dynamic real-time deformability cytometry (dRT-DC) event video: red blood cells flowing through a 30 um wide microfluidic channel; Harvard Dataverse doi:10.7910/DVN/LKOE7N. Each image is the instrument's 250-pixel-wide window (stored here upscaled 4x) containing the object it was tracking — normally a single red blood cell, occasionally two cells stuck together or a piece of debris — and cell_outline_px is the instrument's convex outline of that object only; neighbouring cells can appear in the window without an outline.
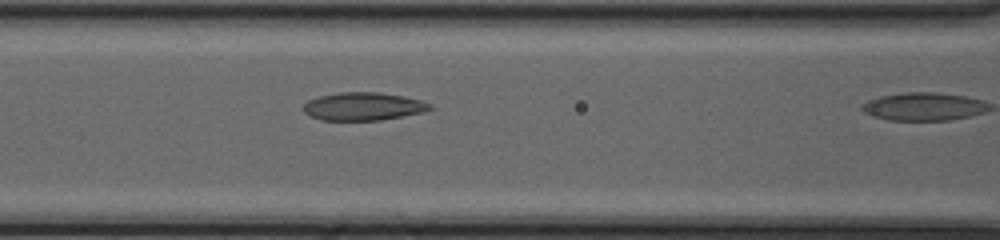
{"species": "common noctule bat (a hibernating species)", "species_latin": "Nyctalus noctula", "temperature_condition": "cold", "stored_images_in_passage": 12, "camera_frame_rate_fps": 3000, "um_per_image_px": 0.085, "animal": {"sex": "female", "body_mass_g": 20.0, "forearm_length_mm": 54.0}, "frame": {"image": 1, "passage_image": 12, "time_ms": 3.667, "image_size_px": [1000, 240], "cell_outline_px": [[432, 108], [424, 112], [380, 120], [320, 120], [308, 116], [300, 108], [308, 100], [320, 96], [340, 92], [380, 92], [404, 96], [420, 100], [432, 104]], "centroid_in_image_um": [30.84, 9.04], "position_along_channel_um": 135.8, "area_um2": 20.81}}